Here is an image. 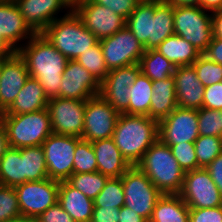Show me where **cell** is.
<instances>
[{"label": "cell", "mask_w": 222, "mask_h": 222, "mask_svg": "<svg viewBox=\"0 0 222 222\" xmlns=\"http://www.w3.org/2000/svg\"><path fill=\"white\" fill-rule=\"evenodd\" d=\"M17 52L24 59L29 75L43 86L48 99L58 97L68 59L42 33L34 34Z\"/></svg>", "instance_id": "cell-1"}, {"label": "cell", "mask_w": 222, "mask_h": 222, "mask_svg": "<svg viewBox=\"0 0 222 222\" xmlns=\"http://www.w3.org/2000/svg\"><path fill=\"white\" fill-rule=\"evenodd\" d=\"M112 138L122 156L134 166L159 139V121L145 115L120 113Z\"/></svg>", "instance_id": "cell-2"}, {"label": "cell", "mask_w": 222, "mask_h": 222, "mask_svg": "<svg viewBox=\"0 0 222 222\" xmlns=\"http://www.w3.org/2000/svg\"><path fill=\"white\" fill-rule=\"evenodd\" d=\"M43 32V36L68 60H76L99 43L98 38L83 24L75 11L67 10Z\"/></svg>", "instance_id": "cell-3"}, {"label": "cell", "mask_w": 222, "mask_h": 222, "mask_svg": "<svg viewBox=\"0 0 222 222\" xmlns=\"http://www.w3.org/2000/svg\"><path fill=\"white\" fill-rule=\"evenodd\" d=\"M136 166L162 194H179L185 171L179 166L168 145L158 139Z\"/></svg>", "instance_id": "cell-4"}, {"label": "cell", "mask_w": 222, "mask_h": 222, "mask_svg": "<svg viewBox=\"0 0 222 222\" xmlns=\"http://www.w3.org/2000/svg\"><path fill=\"white\" fill-rule=\"evenodd\" d=\"M9 147L24 148L42 145L51 135V122L47 109L24 114L0 113Z\"/></svg>", "instance_id": "cell-5"}, {"label": "cell", "mask_w": 222, "mask_h": 222, "mask_svg": "<svg viewBox=\"0 0 222 222\" xmlns=\"http://www.w3.org/2000/svg\"><path fill=\"white\" fill-rule=\"evenodd\" d=\"M199 6L174 8V33L203 54L213 38L212 15Z\"/></svg>", "instance_id": "cell-6"}, {"label": "cell", "mask_w": 222, "mask_h": 222, "mask_svg": "<svg viewBox=\"0 0 222 222\" xmlns=\"http://www.w3.org/2000/svg\"><path fill=\"white\" fill-rule=\"evenodd\" d=\"M124 206L150 221L155 204L163 195L136 165L122 176Z\"/></svg>", "instance_id": "cell-7"}, {"label": "cell", "mask_w": 222, "mask_h": 222, "mask_svg": "<svg viewBox=\"0 0 222 222\" xmlns=\"http://www.w3.org/2000/svg\"><path fill=\"white\" fill-rule=\"evenodd\" d=\"M81 138L51 134L41 145L49 179L66 181L73 174V160L76 144Z\"/></svg>", "instance_id": "cell-8"}, {"label": "cell", "mask_w": 222, "mask_h": 222, "mask_svg": "<svg viewBox=\"0 0 222 222\" xmlns=\"http://www.w3.org/2000/svg\"><path fill=\"white\" fill-rule=\"evenodd\" d=\"M60 182L53 179L28 181L15 186L20 214L37 218L58 202Z\"/></svg>", "instance_id": "cell-9"}, {"label": "cell", "mask_w": 222, "mask_h": 222, "mask_svg": "<svg viewBox=\"0 0 222 222\" xmlns=\"http://www.w3.org/2000/svg\"><path fill=\"white\" fill-rule=\"evenodd\" d=\"M99 42L109 71L139 63L145 52L144 46L126 26Z\"/></svg>", "instance_id": "cell-10"}, {"label": "cell", "mask_w": 222, "mask_h": 222, "mask_svg": "<svg viewBox=\"0 0 222 222\" xmlns=\"http://www.w3.org/2000/svg\"><path fill=\"white\" fill-rule=\"evenodd\" d=\"M178 195L189 208L222 206V195L205 168L186 172Z\"/></svg>", "instance_id": "cell-11"}, {"label": "cell", "mask_w": 222, "mask_h": 222, "mask_svg": "<svg viewBox=\"0 0 222 222\" xmlns=\"http://www.w3.org/2000/svg\"><path fill=\"white\" fill-rule=\"evenodd\" d=\"M86 100L49 99L48 110L53 134L81 138L84 129Z\"/></svg>", "instance_id": "cell-12"}, {"label": "cell", "mask_w": 222, "mask_h": 222, "mask_svg": "<svg viewBox=\"0 0 222 222\" xmlns=\"http://www.w3.org/2000/svg\"><path fill=\"white\" fill-rule=\"evenodd\" d=\"M119 115L120 113L100 95L87 99L81 139L93 142L111 138Z\"/></svg>", "instance_id": "cell-13"}, {"label": "cell", "mask_w": 222, "mask_h": 222, "mask_svg": "<svg viewBox=\"0 0 222 222\" xmlns=\"http://www.w3.org/2000/svg\"><path fill=\"white\" fill-rule=\"evenodd\" d=\"M198 137V110L177 106L159 121V139L168 146L194 142Z\"/></svg>", "instance_id": "cell-14"}, {"label": "cell", "mask_w": 222, "mask_h": 222, "mask_svg": "<svg viewBox=\"0 0 222 222\" xmlns=\"http://www.w3.org/2000/svg\"><path fill=\"white\" fill-rule=\"evenodd\" d=\"M73 10L99 41L114 35L126 26V19L121 15L91 0L78 4Z\"/></svg>", "instance_id": "cell-15"}, {"label": "cell", "mask_w": 222, "mask_h": 222, "mask_svg": "<svg viewBox=\"0 0 222 222\" xmlns=\"http://www.w3.org/2000/svg\"><path fill=\"white\" fill-rule=\"evenodd\" d=\"M141 72L139 63L110 70L100 83L99 95L119 113L128 114L129 87Z\"/></svg>", "instance_id": "cell-16"}, {"label": "cell", "mask_w": 222, "mask_h": 222, "mask_svg": "<svg viewBox=\"0 0 222 222\" xmlns=\"http://www.w3.org/2000/svg\"><path fill=\"white\" fill-rule=\"evenodd\" d=\"M100 93V82L76 60H68L62 74L59 98L87 100Z\"/></svg>", "instance_id": "cell-17"}, {"label": "cell", "mask_w": 222, "mask_h": 222, "mask_svg": "<svg viewBox=\"0 0 222 222\" xmlns=\"http://www.w3.org/2000/svg\"><path fill=\"white\" fill-rule=\"evenodd\" d=\"M29 76L26 63L18 52L2 58L0 113L5 112L12 105Z\"/></svg>", "instance_id": "cell-18"}, {"label": "cell", "mask_w": 222, "mask_h": 222, "mask_svg": "<svg viewBox=\"0 0 222 222\" xmlns=\"http://www.w3.org/2000/svg\"><path fill=\"white\" fill-rule=\"evenodd\" d=\"M25 23L35 33H42L58 17L60 10H72L64 0H16Z\"/></svg>", "instance_id": "cell-19"}, {"label": "cell", "mask_w": 222, "mask_h": 222, "mask_svg": "<svg viewBox=\"0 0 222 222\" xmlns=\"http://www.w3.org/2000/svg\"><path fill=\"white\" fill-rule=\"evenodd\" d=\"M173 76L177 106L183 109H201L205 87L199 81L194 67L176 66Z\"/></svg>", "instance_id": "cell-20"}, {"label": "cell", "mask_w": 222, "mask_h": 222, "mask_svg": "<svg viewBox=\"0 0 222 222\" xmlns=\"http://www.w3.org/2000/svg\"><path fill=\"white\" fill-rule=\"evenodd\" d=\"M91 143L97 160L98 172L109 178H119L131 167L112 137Z\"/></svg>", "instance_id": "cell-21"}, {"label": "cell", "mask_w": 222, "mask_h": 222, "mask_svg": "<svg viewBox=\"0 0 222 222\" xmlns=\"http://www.w3.org/2000/svg\"><path fill=\"white\" fill-rule=\"evenodd\" d=\"M0 33L18 50L23 43L35 34L25 23L15 3H0Z\"/></svg>", "instance_id": "cell-22"}, {"label": "cell", "mask_w": 222, "mask_h": 222, "mask_svg": "<svg viewBox=\"0 0 222 222\" xmlns=\"http://www.w3.org/2000/svg\"><path fill=\"white\" fill-rule=\"evenodd\" d=\"M58 202L75 222H90L94 210L93 200L71 186L67 181H60Z\"/></svg>", "instance_id": "cell-23"}, {"label": "cell", "mask_w": 222, "mask_h": 222, "mask_svg": "<svg viewBox=\"0 0 222 222\" xmlns=\"http://www.w3.org/2000/svg\"><path fill=\"white\" fill-rule=\"evenodd\" d=\"M49 102L43 86L36 78L29 76L6 114H24L44 110Z\"/></svg>", "instance_id": "cell-24"}, {"label": "cell", "mask_w": 222, "mask_h": 222, "mask_svg": "<svg viewBox=\"0 0 222 222\" xmlns=\"http://www.w3.org/2000/svg\"><path fill=\"white\" fill-rule=\"evenodd\" d=\"M174 8L164 0H155V12L151 18V38L143 45L145 50L156 49L174 33Z\"/></svg>", "instance_id": "cell-25"}, {"label": "cell", "mask_w": 222, "mask_h": 222, "mask_svg": "<svg viewBox=\"0 0 222 222\" xmlns=\"http://www.w3.org/2000/svg\"><path fill=\"white\" fill-rule=\"evenodd\" d=\"M153 95L151 97L149 117L160 121L177 107L174 76L164 80L152 81Z\"/></svg>", "instance_id": "cell-26"}, {"label": "cell", "mask_w": 222, "mask_h": 222, "mask_svg": "<svg viewBox=\"0 0 222 222\" xmlns=\"http://www.w3.org/2000/svg\"><path fill=\"white\" fill-rule=\"evenodd\" d=\"M156 50L175 66H192L201 55L190 42L176 34L166 38Z\"/></svg>", "instance_id": "cell-27"}, {"label": "cell", "mask_w": 222, "mask_h": 222, "mask_svg": "<svg viewBox=\"0 0 222 222\" xmlns=\"http://www.w3.org/2000/svg\"><path fill=\"white\" fill-rule=\"evenodd\" d=\"M189 209L178 194H163L149 222H189Z\"/></svg>", "instance_id": "cell-28"}, {"label": "cell", "mask_w": 222, "mask_h": 222, "mask_svg": "<svg viewBox=\"0 0 222 222\" xmlns=\"http://www.w3.org/2000/svg\"><path fill=\"white\" fill-rule=\"evenodd\" d=\"M155 12V0H141L126 19V27L144 45L151 38V18Z\"/></svg>", "instance_id": "cell-29"}, {"label": "cell", "mask_w": 222, "mask_h": 222, "mask_svg": "<svg viewBox=\"0 0 222 222\" xmlns=\"http://www.w3.org/2000/svg\"><path fill=\"white\" fill-rule=\"evenodd\" d=\"M25 182L23 148L9 147L0 159V185L15 187Z\"/></svg>", "instance_id": "cell-30"}, {"label": "cell", "mask_w": 222, "mask_h": 222, "mask_svg": "<svg viewBox=\"0 0 222 222\" xmlns=\"http://www.w3.org/2000/svg\"><path fill=\"white\" fill-rule=\"evenodd\" d=\"M152 92V81L140 72L133 85L129 87L128 115L148 116Z\"/></svg>", "instance_id": "cell-31"}, {"label": "cell", "mask_w": 222, "mask_h": 222, "mask_svg": "<svg viewBox=\"0 0 222 222\" xmlns=\"http://www.w3.org/2000/svg\"><path fill=\"white\" fill-rule=\"evenodd\" d=\"M139 65L141 72L151 81L164 80L176 70V66L156 49L145 50Z\"/></svg>", "instance_id": "cell-32"}, {"label": "cell", "mask_w": 222, "mask_h": 222, "mask_svg": "<svg viewBox=\"0 0 222 222\" xmlns=\"http://www.w3.org/2000/svg\"><path fill=\"white\" fill-rule=\"evenodd\" d=\"M23 176H26V182L48 178L44 150L41 145L23 148Z\"/></svg>", "instance_id": "cell-33"}, {"label": "cell", "mask_w": 222, "mask_h": 222, "mask_svg": "<svg viewBox=\"0 0 222 222\" xmlns=\"http://www.w3.org/2000/svg\"><path fill=\"white\" fill-rule=\"evenodd\" d=\"M109 177L100 172L73 173L66 181L91 200L101 192Z\"/></svg>", "instance_id": "cell-34"}, {"label": "cell", "mask_w": 222, "mask_h": 222, "mask_svg": "<svg viewBox=\"0 0 222 222\" xmlns=\"http://www.w3.org/2000/svg\"><path fill=\"white\" fill-rule=\"evenodd\" d=\"M124 196L122 178H109L93 203L99 207L121 208L124 206Z\"/></svg>", "instance_id": "cell-35"}, {"label": "cell", "mask_w": 222, "mask_h": 222, "mask_svg": "<svg viewBox=\"0 0 222 222\" xmlns=\"http://www.w3.org/2000/svg\"><path fill=\"white\" fill-rule=\"evenodd\" d=\"M194 146L199 168H206L222 153V137L199 135Z\"/></svg>", "instance_id": "cell-36"}, {"label": "cell", "mask_w": 222, "mask_h": 222, "mask_svg": "<svg viewBox=\"0 0 222 222\" xmlns=\"http://www.w3.org/2000/svg\"><path fill=\"white\" fill-rule=\"evenodd\" d=\"M76 61L88 70L100 83L106 78L109 72L104 60L100 42L81 54Z\"/></svg>", "instance_id": "cell-37"}, {"label": "cell", "mask_w": 222, "mask_h": 222, "mask_svg": "<svg viewBox=\"0 0 222 222\" xmlns=\"http://www.w3.org/2000/svg\"><path fill=\"white\" fill-rule=\"evenodd\" d=\"M97 172V160L92 143L81 139L75 147L73 173Z\"/></svg>", "instance_id": "cell-38"}, {"label": "cell", "mask_w": 222, "mask_h": 222, "mask_svg": "<svg viewBox=\"0 0 222 222\" xmlns=\"http://www.w3.org/2000/svg\"><path fill=\"white\" fill-rule=\"evenodd\" d=\"M192 66L204 87L222 82V64L209 60L201 54Z\"/></svg>", "instance_id": "cell-39"}, {"label": "cell", "mask_w": 222, "mask_h": 222, "mask_svg": "<svg viewBox=\"0 0 222 222\" xmlns=\"http://www.w3.org/2000/svg\"><path fill=\"white\" fill-rule=\"evenodd\" d=\"M198 130L202 136L222 137V110L199 109Z\"/></svg>", "instance_id": "cell-40"}, {"label": "cell", "mask_w": 222, "mask_h": 222, "mask_svg": "<svg viewBox=\"0 0 222 222\" xmlns=\"http://www.w3.org/2000/svg\"><path fill=\"white\" fill-rule=\"evenodd\" d=\"M20 215L15 188L0 185V222H7Z\"/></svg>", "instance_id": "cell-41"}, {"label": "cell", "mask_w": 222, "mask_h": 222, "mask_svg": "<svg viewBox=\"0 0 222 222\" xmlns=\"http://www.w3.org/2000/svg\"><path fill=\"white\" fill-rule=\"evenodd\" d=\"M169 147L185 173L199 168L194 142H180Z\"/></svg>", "instance_id": "cell-42"}, {"label": "cell", "mask_w": 222, "mask_h": 222, "mask_svg": "<svg viewBox=\"0 0 222 222\" xmlns=\"http://www.w3.org/2000/svg\"><path fill=\"white\" fill-rule=\"evenodd\" d=\"M106 8H110L116 14L121 15L127 19L131 13L136 9L137 4L141 0H91Z\"/></svg>", "instance_id": "cell-43"}, {"label": "cell", "mask_w": 222, "mask_h": 222, "mask_svg": "<svg viewBox=\"0 0 222 222\" xmlns=\"http://www.w3.org/2000/svg\"><path fill=\"white\" fill-rule=\"evenodd\" d=\"M189 222H222V206L214 208H190Z\"/></svg>", "instance_id": "cell-44"}, {"label": "cell", "mask_w": 222, "mask_h": 222, "mask_svg": "<svg viewBox=\"0 0 222 222\" xmlns=\"http://www.w3.org/2000/svg\"><path fill=\"white\" fill-rule=\"evenodd\" d=\"M202 107L222 110V82L204 88Z\"/></svg>", "instance_id": "cell-45"}, {"label": "cell", "mask_w": 222, "mask_h": 222, "mask_svg": "<svg viewBox=\"0 0 222 222\" xmlns=\"http://www.w3.org/2000/svg\"><path fill=\"white\" fill-rule=\"evenodd\" d=\"M36 219L37 222H75L73 218L62 208L59 202L49 207Z\"/></svg>", "instance_id": "cell-46"}, {"label": "cell", "mask_w": 222, "mask_h": 222, "mask_svg": "<svg viewBox=\"0 0 222 222\" xmlns=\"http://www.w3.org/2000/svg\"><path fill=\"white\" fill-rule=\"evenodd\" d=\"M120 208L94 206L91 222H119Z\"/></svg>", "instance_id": "cell-47"}, {"label": "cell", "mask_w": 222, "mask_h": 222, "mask_svg": "<svg viewBox=\"0 0 222 222\" xmlns=\"http://www.w3.org/2000/svg\"><path fill=\"white\" fill-rule=\"evenodd\" d=\"M222 195V153H220L206 168Z\"/></svg>", "instance_id": "cell-48"}, {"label": "cell", "mask_w": 222, "mask_h": 222, "mask_svg": "<svg viewBox=\"0 0 222 222\" xmlns=\"http://www.w3.org/2000/svg\"><path fill=\"white\" fill-rule=\"evenodd\" d=\"M203 55L206 56L209 60H212L218 64H222V39L212 38V41L208 45Z\"/></svg>", "instance_id": "cell-49"}, {"label": "cell", "mask_w": 222, "mask_h": 222, "mask_svg": "<svg viewBox=\"0 0 222 222\" xmlns=\"http://www.w3.org/2000/svg\"><path fill=\"white\" fill-rule=\"evenodd\" d=\"M119 222H148L144 217L140 216L134 210L122 206L119 212Z\"/></svg>", "instance_id": "cell-50"}, {"label": "cell", "mask_w": 222, "mask_h": 222, "mask_svg": "<svg viewBox=\"0 0 222 222\" xmlns=\"http://www.w3.org/2000/svg\"><path fill=\"white\" fill-rule=\"evenodd\" d=\"M213 38L222 39V9L211 12Z\"/></svg>", "instance_id": "cell-51"}, {"label": "cell", "mask_w": 222, "mask_h": 222, "mask_svg": "<svg viewBox=\"0 0 222 222\" xmlns=\"http://www.w3.org/2000/svg\"><path fill=\"white\" fill-rule=\"evenodd\" d=\"M17 50L0 33V58L15 54Z\"/></svg>", "instance_id": "cell-52"}, {"label": "cell", "mask_w": 222, "mask_h": 222, "mask_svg": "<svg viewBox=\"0 0 222 222\" xmlns=\"http://www.w3.org/2000/svg\"><path fill=\"white\" fill-rule=\"evenodd\" d=\"M199 7L214 12L222 9V0H199Z\"/></svg>", "instance_id": "cell-53"}, {"label": "cell", "mask_w": 222, "mask_h": 222, "mask_svg": "<svg viewBox=\"0 0 222 222\" xmlns=\"http://www.w3.org/2000/svg\"><path fill=\"white\" fill-rule=\"evenodd\" d=\"M9 148L8 138L6 130L0 121V159L5 154L6 150Z\"/></svg>", "instance_id": "cell-54"}, {"label": "cell", "mask_w": 222, "mask_h": 222, "mask_svg": "<svg viewBox=\"0 0 222 222\" xmlns=\"http://www.w3.org/2000/svg\"><path fill=\"white\" fill-rule=\"evenodd\" d=\"M165 2L172 4L173 6H186L193 7L199 6V0H164Z\"/></svg>", "instance_id": "cell-55"}, {"label": "cell", "mask_w": 222, "mask_h": 222, "mask_svg": "<svg viewBox=\"0 0 222 222\" xmlns=\"http://www.w3.org/2000/svg\"><path fill=\"white\" fill-rule=\"evenodd\" d=\"M7 222H37V219L35 217H28V216H22L13 218L12 220H9Z\"/></svg>", "instance_id": "cell-56"}, {"label": "cell", "mask_w": 222, "mask_h": 222, "mask_svg": "<svg viewBox=\"0 0 222 222\" xmlns=\"http://www.w3.org/2000/svg\"><path fill=\"white\" fill-rule=\"evenodd\" d=\"M64 2L71 8L74 9L78 5V0H64Z\"/></svg>", "instance_id": "cell-57"}, {"label": "cell", "mask_w": 222, "mask_h": 222, "mask_svg": "<svg viewBox=\"0 0 222 222\" xmlns=\"http://www.w3.org/2000/svg\"><path fill=\"white\" fill-rule=\"evenodd\" d=\"M0 3H9V0H0Z\"/></svg>", "instance_id": "cell-58"}, {"label": "cell", "mask_w": 222, "mask_h": 222, "mask_svg": "<svg viewBox=\"0 0 222 222\" xmlns=\"http://www.w3.org/2000/svg\"><path fill=\"white\" fill-rule=\"evenodd\" d=\"M85 1H88V0H78V4L85 2Z\"/></svg>", "instance_id": "cell-59"}, {"label": "cell", "mask_w": 222, "mask_h": 222, "mask_svg": "<svg viewBox=\"0 0 222 222\" xmlns=\"http://www.w3.org/2000/svg\"><path fill=\"white\" fill-rule=\"evenodd\" d=\"M1 64H2V58H0V74H1Z\"/></svg>", "instance_id": "cell-60"}, {"label": "cell", "mask_w": 222, "mask_h": 222, "mask_svg": "<svg viewBox=\"0 0 222 222\" xmlns=\"http://www.w3.org/2000/svg\"><path fill=\"white\" fill-rule=\"evenodd\" d=\"M16 0H9V3H15Z\"/></svg>", "instance_id": "cell-61"}]
</instances>
